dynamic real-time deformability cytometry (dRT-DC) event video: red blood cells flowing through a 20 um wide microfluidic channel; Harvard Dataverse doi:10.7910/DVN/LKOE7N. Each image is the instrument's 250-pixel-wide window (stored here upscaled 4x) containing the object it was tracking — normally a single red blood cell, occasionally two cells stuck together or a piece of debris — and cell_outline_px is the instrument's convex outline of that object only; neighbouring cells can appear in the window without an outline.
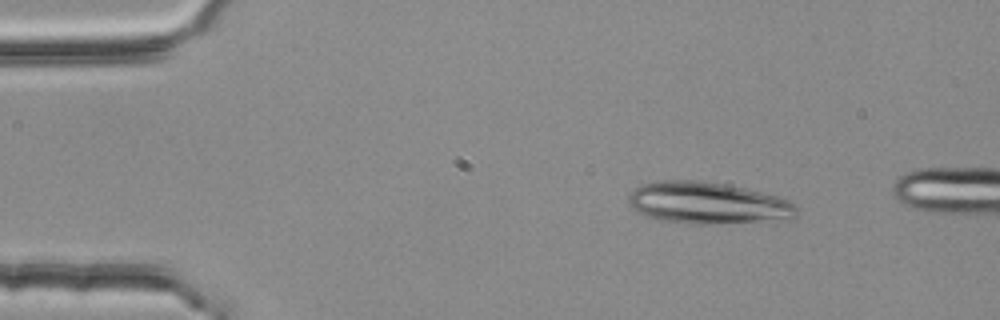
{"species": "common noctule bat (a hibernating species)", "species_latin": "Nyctalus noctula", "temperature_condition": "room temperature", "stored_images_in_passage": 7, "camera_frame_rate_fps": 3000, "um_per_image_px": 0.085, "animal": {"sex": "female", "body_mass_g": 25.1}, "frame": {"image": 1, "passage_image": 1, "time_ms": 0.0, "image_size_px": [1000, 320], "cell_outline_px": [[800, 208], [796, 216], [788, 220], [708, 224], [688, 224], [660, 220], [644, 216], [632, 208], [628, 200], [628, 196], [640, 184], [660, 180], [696, 180], [724, 184], [744, 188], [776, 196], [788, 200]], "centroid_in_image_um": [60.16, 17.27], "position_along_channel_um": 24.8, "area_um2": 41.27}}